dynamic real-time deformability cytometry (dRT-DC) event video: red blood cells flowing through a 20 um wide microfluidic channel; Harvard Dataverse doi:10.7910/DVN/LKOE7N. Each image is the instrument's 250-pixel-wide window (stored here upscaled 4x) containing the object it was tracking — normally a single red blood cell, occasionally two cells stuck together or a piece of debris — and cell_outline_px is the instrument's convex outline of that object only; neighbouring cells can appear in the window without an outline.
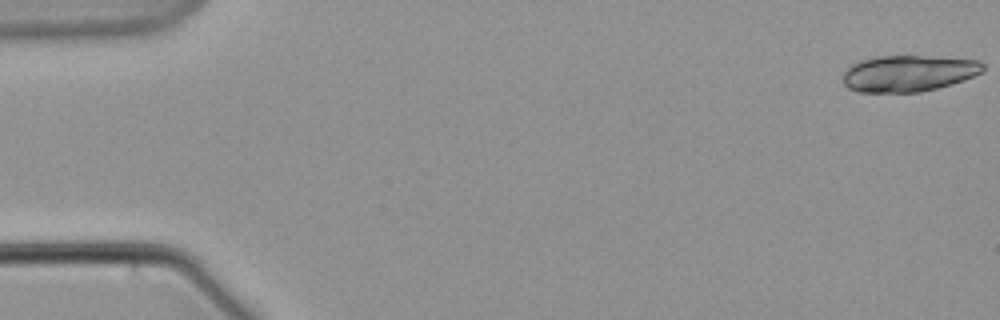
{"species": "common noctule bat (a hibernating species)", "species_latin": "Nyctalus noctula", "temperature_condition": "warm", "stored_images_in_passage": 19, "camera_frame_rate_fps": 3000, "um_per_image_px": 0.085, "animal": {"sex": "male", "body_mass_g": 21.5, "forearm_length_mm": 52.0}, "frame": {"image": 1, "passage_image": 1, "time_ms": 0.0, "image_size_px": [1000, 320], "cell_outline_px": [[984, 68], [980, 72], [964, 80], [936, 88], [920, 92], [860, 92], [848, 88], [844, 84], [844, 72], [852, 64], [860, 60], [876, 56], [920, 56], [980, 60], [984, 64]], "centroid_in_image_um": [77.2, 6.23], "position_along_channel_um": 7.8, "area_um2": 29.42}}